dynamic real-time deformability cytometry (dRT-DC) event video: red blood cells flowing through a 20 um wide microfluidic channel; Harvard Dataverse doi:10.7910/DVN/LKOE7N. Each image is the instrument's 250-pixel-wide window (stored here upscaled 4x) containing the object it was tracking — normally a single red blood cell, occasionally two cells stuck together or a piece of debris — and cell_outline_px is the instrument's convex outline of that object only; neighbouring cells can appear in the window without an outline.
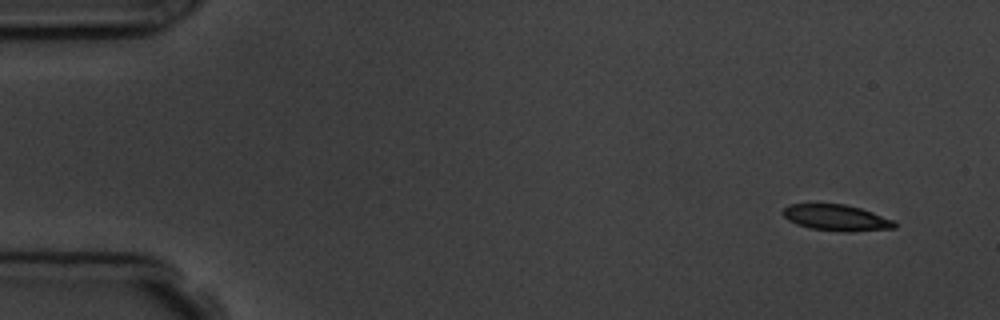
{"species": "common noctule bat (a hibernating species)", "species_latin": "Nyctalus noctula", "temperature_condition": "room temperature", "stored_images_in_passage": 4, "camera_frame_rate_fps": 3000, "um_per_image_px": 0.085, "animal": {"sex": "male", "body_mass_g": 19.5, "forearm_length_mm": 54.6}, "frame": {"image": 1, "passage_image": 1, "time_ms": 0.0, "image_size_px": [1000, 320], "cell_outline_px": [[896, 228], [852, 232], [840, 232], [812, 228], [796, 224], [788, 220], [780, 212], [788, 204], [844, 204], [860, 208], [872, 212], [892, 220], [896, 224]], "centroid_in_image_um": [71.07, 18.51], "position_along_channel_um": 13.9, "area_um2": 16.99}}
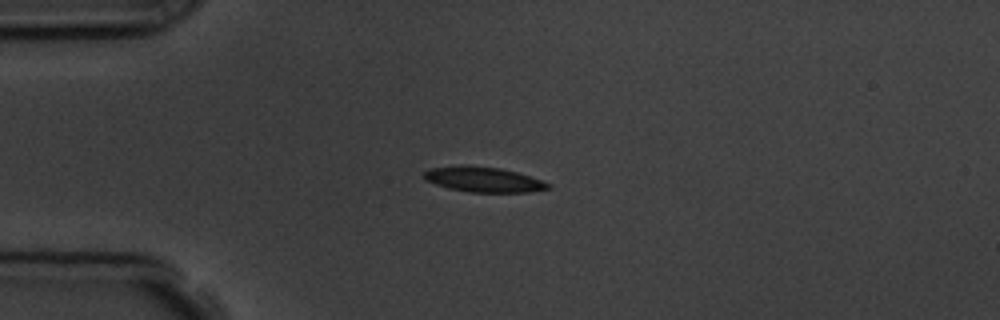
{"frame": {"image": 2, "passage_image": 3, "time_ms": 3.333, "image_size_px": [1000, 320], "cell_outline_px": [[552, 188], [528, 192], [468, 192], [448, 188], [424, 180], [424, 172], [432, 168], [460, 164], [464, 164], [500, 168], [516, 172], [552, 184]], "centroid_in_image_um": [41.08, 15.25], "position_along_channel_um": 43.9, "area_um2": 18.26}}